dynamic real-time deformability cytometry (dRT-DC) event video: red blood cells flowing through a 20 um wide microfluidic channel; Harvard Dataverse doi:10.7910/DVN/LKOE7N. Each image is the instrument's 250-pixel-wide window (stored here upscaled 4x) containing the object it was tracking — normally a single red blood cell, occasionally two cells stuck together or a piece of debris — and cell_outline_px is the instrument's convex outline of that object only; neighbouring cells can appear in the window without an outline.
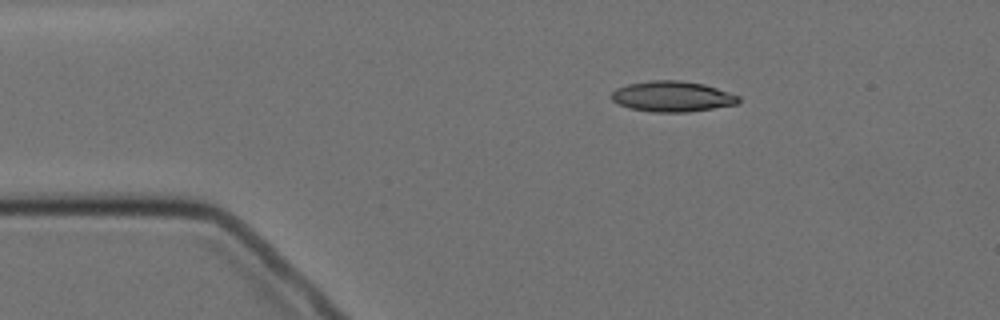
{"species": "Egyptian fruit bat (a non-hibernating species)", "species_latin": "Rousettus aegyptiacus", "temperature_condition": "cold", "stored_images_in_passage": 2, "camera_frame_rate_fps": 3000, "um_per_image_px": 0.085, "animal": {"sex": "female"}, "frame": {"image": 1, "passage_image": 1, "time_ms": 0.0, "image_size_px": [1000, 320], "cell_outline_px": [[740, 100], [736, 104], [688, 112], [652, 112], [632, 108], [620, 104], [612, 100], [608, 96], [616, 88], [628, 84], [652, 80], [680, 80], [704, 84], [740, 96]], "centroid_in_image_um": [57.12, 8.19], "position_along_channel_um": 27.9, "area_um2": 22.54}}